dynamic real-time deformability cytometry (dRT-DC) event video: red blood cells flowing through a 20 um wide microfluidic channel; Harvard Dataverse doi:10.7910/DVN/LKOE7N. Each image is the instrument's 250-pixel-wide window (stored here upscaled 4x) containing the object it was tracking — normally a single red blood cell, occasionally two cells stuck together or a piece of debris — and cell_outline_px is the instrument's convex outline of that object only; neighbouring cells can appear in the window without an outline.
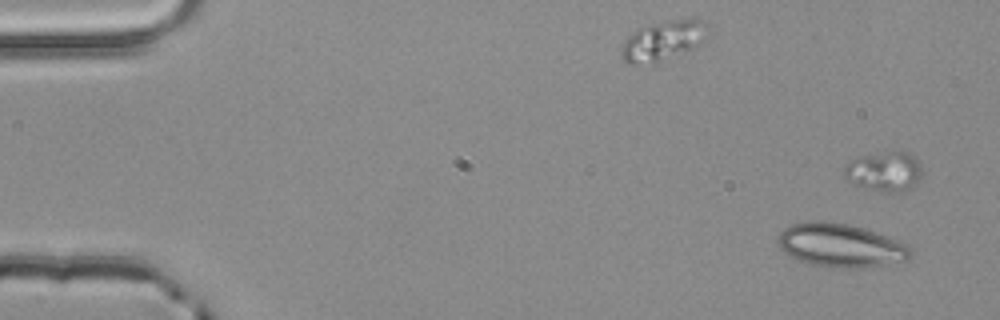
{"species": "common noctule bat (a hibernating species)", "species_latin": "Nyctalus noctula", "temperature_condition": "room temperature", "stored_images_in_passage": 5, "camera_frame_rate_fps": 3000, "um_per_image_px": 0.085, "animal": {"sex": "male", "body_mass_g": 20.4}, "frame": {"image": 1, "passage_image": 1, "time_ms": 0.0, "image_size_px": [1000, 320], "cell_outline_px": [[912, 256], [908, 260], [884, 264], [856, 268], [844, 268], [812, 264], [800, 260], [784, 252], [780, 248], [776, 240], [780, 232], [784, 228], [792, 224], [812, 220], [824, 220], [848, 224], [864, 228], [900, 240], [908, 244], [912, 248]], "centroid_in_image_um": [71.47, 20.83], "position_along_channel_um": 13.5, "area_um2": 33.76}}